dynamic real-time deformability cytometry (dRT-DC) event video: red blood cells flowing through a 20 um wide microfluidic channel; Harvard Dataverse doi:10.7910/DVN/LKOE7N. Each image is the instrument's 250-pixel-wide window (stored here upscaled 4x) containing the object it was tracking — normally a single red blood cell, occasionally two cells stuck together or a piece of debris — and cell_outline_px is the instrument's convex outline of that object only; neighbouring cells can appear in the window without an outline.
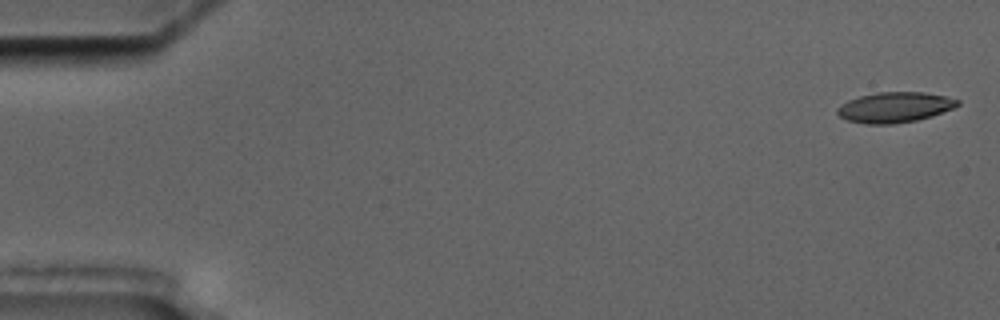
{"species": "common noctule bat (a hibernating species)", "species_latin": "Nyctalus noctula", "temperature_condition": "cold", "stored_images_in_passage": 9, "camera_frame_rate_fps": 3000, "um_per_image_px": 0.085, "animal": {"sex": "male", "body_mass_g": 17.5, "forearm_length_mm": 52.3}, "frame": {"image": 1, "passage_image": 1, "time_ms": 0.0, "image_size_px": [1000, 320], "cell_outline_px": [[960, 104], [952, 108], [932, 116], [916, 120], [892, 124], [864, 124], [848, 120], [840, 116], [836, 112], [836, 108], [840, 104], [848, 100], [860, 96], [876, 92], [924, 92], [944, 96], [960, 100]], "centroid_in_image_um": [76.02, 9.12], "position_along_channel_um": 9.0, "area_um2": 21.27}}
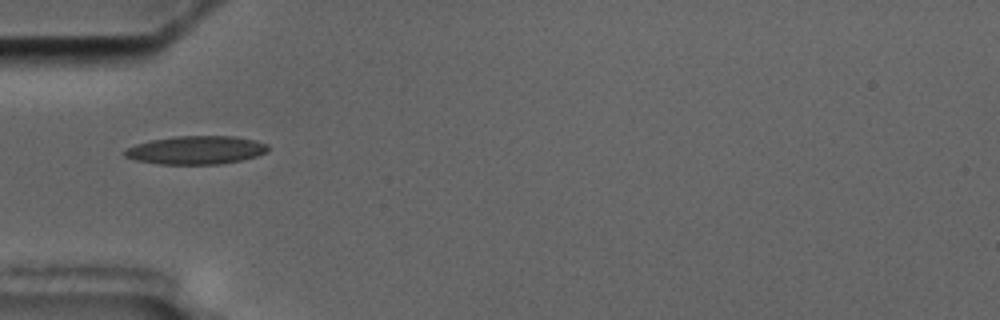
{"frame": {"image": 2, "passage_image": 6, "time_ms": 5.667, "image_size_px": [1000, 320], "cell_outline_px": [[268, 152], [256, 156], [240, 160], [220, 164], [160, 164], [136, 160], [124, 156], [120, 152], [136, 144], [152, 140], [176, 136], [232, 136], [256, 140], [268, 144]], "centroid_in_image_um": [16.66, 12.75], "position_along_channel_um": 68.3, "area_um2": 23.64}}
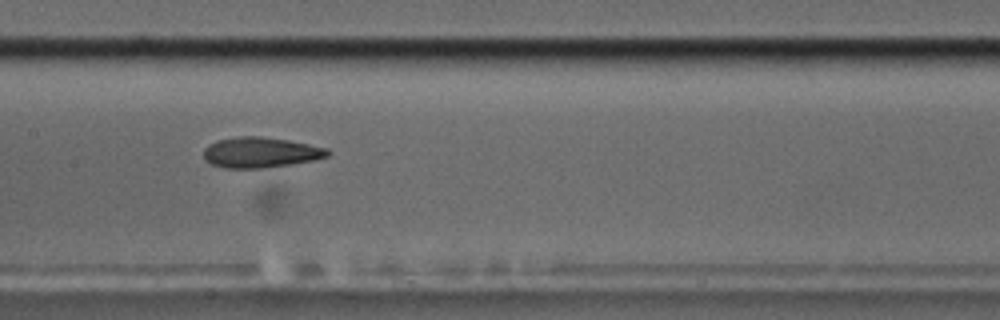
{"frame": {"image": 3, "passage_image": 9, "time_ms": 9.0, "image_size_px": [1000, 320], "cell_outline_px": [[332, 152], [328, 156], [312, 160], [292, 164], [264, 168], [224, 168], [212, 164], [204, 160], [204, 148], [208, 144], [216, 140], [236, 136], [260, 136], [288, 140], [328, 148]], "centroid_in_image_um": [22.12, 12.95], "position_along_channel_um": 185.3, "area_um2": 22.2}}